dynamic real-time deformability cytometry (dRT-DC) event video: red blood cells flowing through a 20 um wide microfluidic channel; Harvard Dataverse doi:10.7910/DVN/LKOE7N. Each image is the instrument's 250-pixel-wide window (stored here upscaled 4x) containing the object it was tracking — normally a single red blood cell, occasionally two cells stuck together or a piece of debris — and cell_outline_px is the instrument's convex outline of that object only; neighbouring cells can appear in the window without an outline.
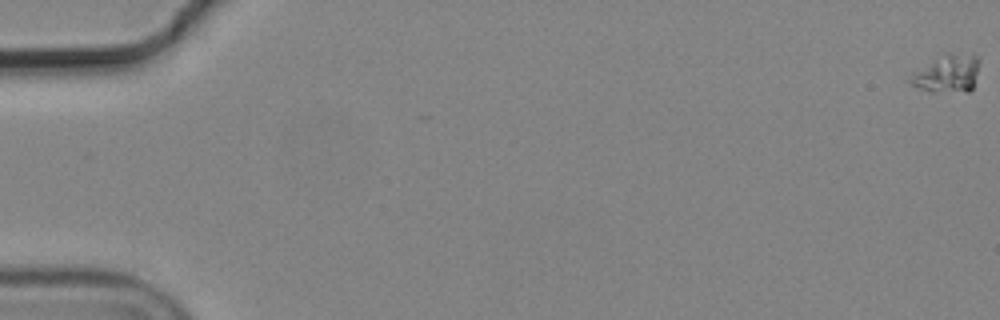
{"species": "common noctule bat (a hibernating species)", "species_latin": "Nyctalus noctula", "temperature_condition": "cold", "stored_images_in_passage": 58, "camera_frame_rate_fps": 3000, "um_per_image_px": 0.085, "animal": {"sex": "male", "body_mass_g": 19.2, "forearm_length_mm": 51.8}, "frame": {"image": 1, "passage_image": 1, "time_ms": 0.0, "image_size_px": [1000, 320], "cell_outline_px": [[980, 60], [972, 88], [968, 92], [932, 92], [908, 84], [908, 80], [912, 72], [952, 52], [980, 56]], "centroid_in_image_um": [80.52, 6.28], "position_along_channel_um": 4.5, "area_um2": 15.03}}
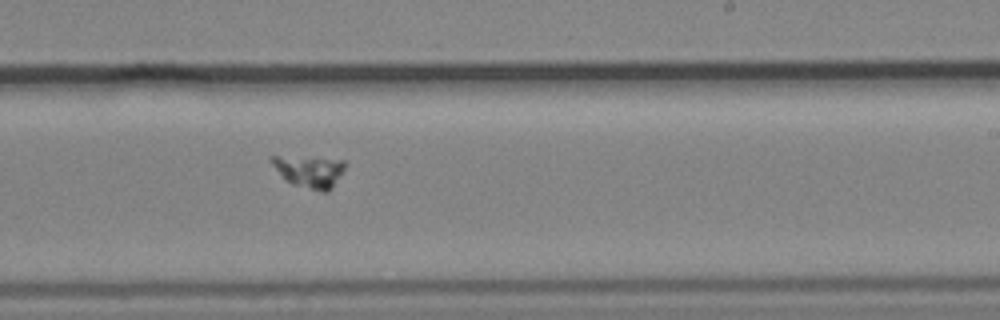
{"frame": {"image": 2, "passage_image": 37, "time_ms": 12.0, "image_size_px": [1000, 320], "cell_outline_px": [[344, 168], [332, 188], [328, 192], [320, 192], [292, 184], [284, 180], [268, 160], [268, 156], [276, 156], [344, 160]], "centroid_in_image_um": [26.24, 14.59], "position_along_channel_um": 262.8, "area_um2": 13.58}}
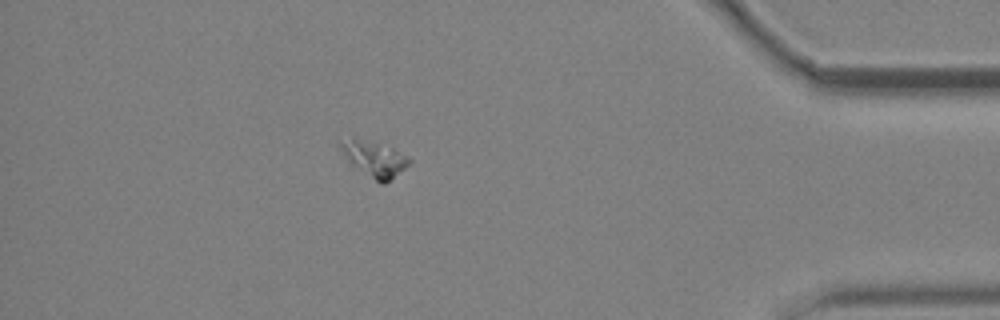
{"frame": {"image": 3, "passage_image": 52, "time_ms": 17.0, "image_size_px": [1000, 320], "cell_outline_px": [[412, 160], [404, 168], [384, 184], [380, 184], [352, 168], [344, 156], [336, 140], [352, 136], [392, 148], [408, 156]], "centroid_in_image_um": [31.71, 13.49], "position_along_channel_um": 403.5, "area_um2": 14.62}}